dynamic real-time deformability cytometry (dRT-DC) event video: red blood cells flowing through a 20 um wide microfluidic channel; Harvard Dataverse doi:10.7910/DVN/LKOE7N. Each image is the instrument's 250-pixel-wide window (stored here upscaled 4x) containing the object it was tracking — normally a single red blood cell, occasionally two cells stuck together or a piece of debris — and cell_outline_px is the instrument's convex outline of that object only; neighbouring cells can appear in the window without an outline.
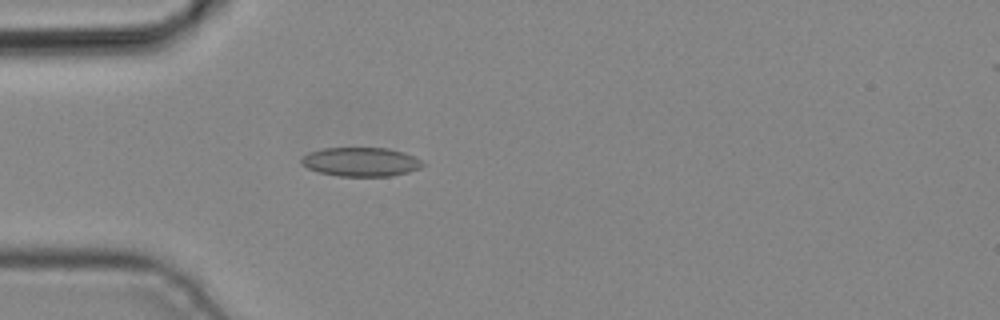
{"species": "common noctule bat (a hibernating species)", "species_latin": "Nyctalus noctula", "temperature_condition": "cold", "stored_images_in_passage": 1, "camera_frame_rate_fps": 3000, "um_per_image_px": 0.085, "animal": {"sex": "male", "body_mass_g": 19.2, "forearm_length_mm": 51.8}, "frame": {"image": 1, "passage_image": 1, "time_ms": 0.0, "image_size_px": [1000, 320], "cell_outline_px": [[424, 164], [420, 168], [408, 172], [392, 176], [340, 176], [320, 172], [308, 168], [300, 164], [300, 160], [308, 152], [324, 148], [388, 148], [404, 152], [420, 160]], "centroid_in_image_um": [30.66, 13.76], "position_along_channel_um": 54.3, "area_um2": 20.4}}